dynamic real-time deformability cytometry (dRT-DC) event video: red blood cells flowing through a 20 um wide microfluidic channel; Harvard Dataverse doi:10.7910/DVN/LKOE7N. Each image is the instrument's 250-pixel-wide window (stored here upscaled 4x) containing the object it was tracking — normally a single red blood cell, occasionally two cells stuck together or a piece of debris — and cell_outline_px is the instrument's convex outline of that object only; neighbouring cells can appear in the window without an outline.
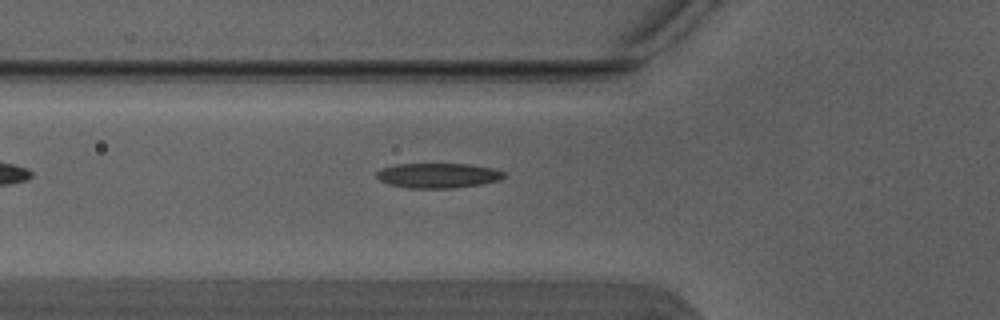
{"species": "Egyptian fruit bat (a non-hibernating species)", "species_latin": "Rousettus aegyptiacus", "temperature_condition": "warm", "stored_images_in_passage": 5, "camera_frame_rate_fps": 3000, "um_per_image_px": 0.085, "animal": {"sex": "male"}, "frame": {"image": 1, "passage_image": 5, "time_ms": 1.333, "image_size_px": [1000, 320], "cell_outline_px": [[504, 176], [500, 180], [484, 184], [452, 188], [408, 188], [388, 184], [380, 180], [376, 176], [376, 172], [380, 168], [396, 164], [472, 164], [492, 168], [504, 172]], "centroid_in_image_um": [37.22, 14.92], "position_along_channel_um": 88.6, "area_um2": 18.61}}